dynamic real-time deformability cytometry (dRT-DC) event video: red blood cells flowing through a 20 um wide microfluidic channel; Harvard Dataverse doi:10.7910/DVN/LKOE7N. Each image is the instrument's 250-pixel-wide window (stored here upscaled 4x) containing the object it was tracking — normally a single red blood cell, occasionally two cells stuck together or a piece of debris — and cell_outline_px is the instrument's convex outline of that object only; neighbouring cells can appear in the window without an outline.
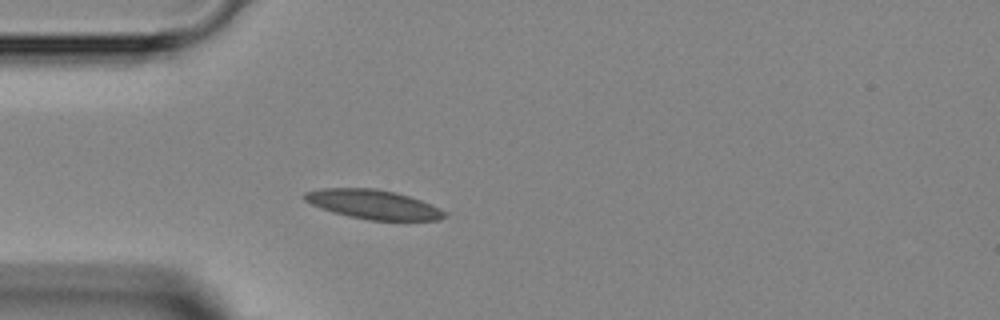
{"species": "Egyptian fruit bat (a non-hibernating species)", "species_latin": "Rousettus aegyptiacus", "temperature_condition": "room temperature", "stored_images_in_passage": 3, "camera_frame_rate_fps": 3000, "um_per_image_px": 0.085, "animal": {"sex": "female"}, "frame": {"image": 1, "passage_image": 3, "time_ms": 3.333, "image_size_px": [1000, 320], "cell_outline_px": [[444, 216], [440, 220], [368, 220], [348, 216], [332, 212], [320, 208], [304, 200], [304, 192], [324, 188], [376, 188], [396, 192], [420, 200], [444, 212]], "centroid_in_image_um": [31.65, 17.37], "position_along_channel_um": 53.3, "area_um2": 23.52}}